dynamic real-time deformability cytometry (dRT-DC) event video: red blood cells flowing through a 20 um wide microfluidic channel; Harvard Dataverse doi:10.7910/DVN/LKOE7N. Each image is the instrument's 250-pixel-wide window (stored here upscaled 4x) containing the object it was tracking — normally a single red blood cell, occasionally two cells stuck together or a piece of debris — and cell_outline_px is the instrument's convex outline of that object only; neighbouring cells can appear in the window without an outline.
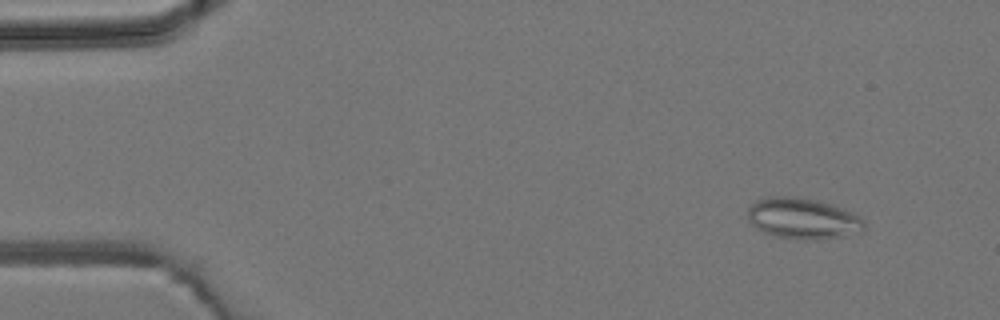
{"species": "common noctule bat (a hibernating species)", "species_latin": "Nyctalus noctula", "temperature_condition": "room temperature", "stored_images_in_passage": 6, "camera_frame_rate_fps": 3000, "um_per_image_px": 0.085, "animal": {"sex": "male", "body_mass_g": 19.2, "forearm_length_mm": 51.8}, "frame": {"image": 1, "passage_image": 1, "time_ms": 0.0, "image_size_px": [1000, 320], "cell_outline_px": [[864, 228], [860, 232], [844, 236], [816, 240], [804, 240], [772, 236], [756, 228], [748, 220], [748, 208], [756, 200], [768, 196], [796, 196], [816, 200], [832, 204], [844, 208], [864, 220]], "centroid_in_image_um": [68.22, 18.57], "position_along_channel_um": 16.8, "area_um2": 28.09}}
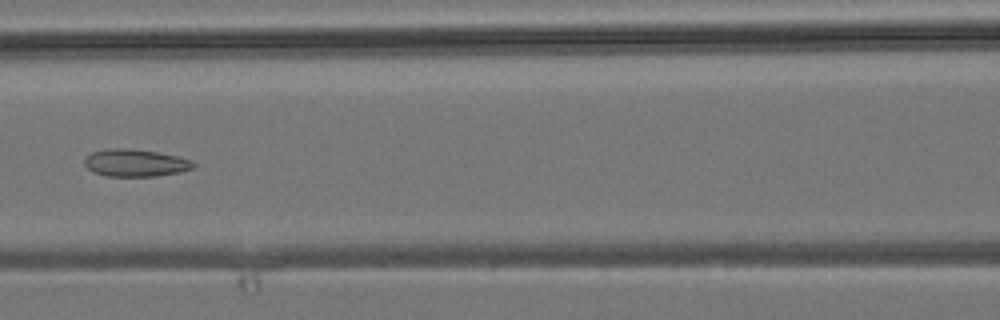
{"frame": {"image": 2, "passage_image": 6, "time_ms": 5.667, "image_size_px": [1000, 320], "cell_outline_px": [[196, 164], [192, 168], [180, 172], [156, 176], [104, 176], [92, 172], [84, 164], [84, 156], [92, 152], [108, 148], [124, 148], [156, 152], [176, 156], [192, 160]], "centroid_in_image_um": [11.46, 13.85], "position_along_channel_um": 155.1, "area_um2": 17.4}}